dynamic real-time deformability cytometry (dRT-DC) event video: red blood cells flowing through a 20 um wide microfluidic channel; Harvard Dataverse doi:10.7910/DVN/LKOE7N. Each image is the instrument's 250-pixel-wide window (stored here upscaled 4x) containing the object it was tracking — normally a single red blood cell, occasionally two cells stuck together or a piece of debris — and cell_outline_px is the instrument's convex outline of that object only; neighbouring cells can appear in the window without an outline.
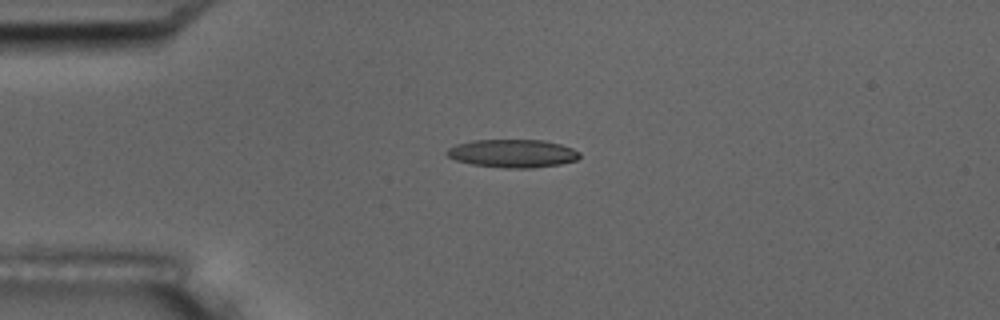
{"species": "common noctule bat (a hibernating species)", "species_latin": "Nyctalus noctula", "temperature_condition": "room temperature", "stored_images_in_passage": 6, "camera_frame_rate_fps": 3000, "um_per_image_px": 0.085, "animal": {"sex": "male", "body_mass_g": 17.5, "forearm_length_mm": 52.3}, "frame": {"image": 1, "passage_image": 1, "time_ms": 0.0, "image_size_px": [1000, 320], "cell_outline_px": [[580, 156], [576, 160], [560, 164], [532, 168], [504, 168], [472, 164], [456, 160], [448, 156], [444, 152], [448, 148], [456, 144], [472, 140], [544, 140], [560, 144], [572, 148], [580, 152]], "centroid_in_image_um": [43.56, 13.04], "position_along_channel_um": 41.4, "area_um2": 21.79}}
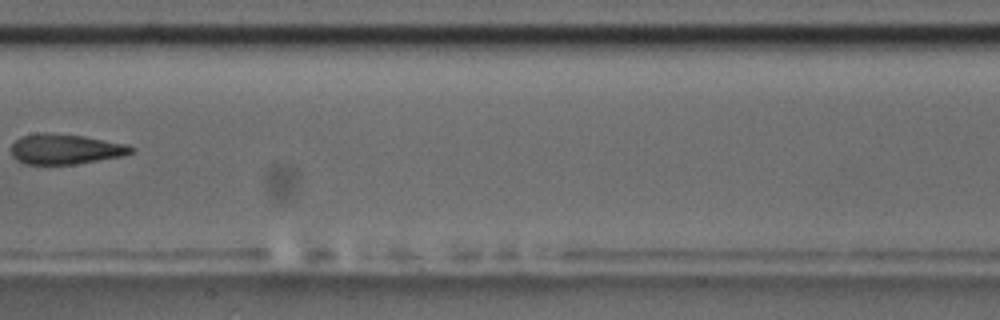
{"frame": {"image": 2, "passage_image": 5, "time_ms": 5.0, "image_size_px": [1000, 320], "cell_outline_px": [[136, 148], [132, 152], [124, 156], [72, 164], [24, 164], [16, 160], [12, 156], [12, 144], [20, 136], [84, 136], [128, 144]], "centroid_in_image_um": [5.63, 12.72], "position_along_channel_um": 201.8, "area_um2": 20.23}}
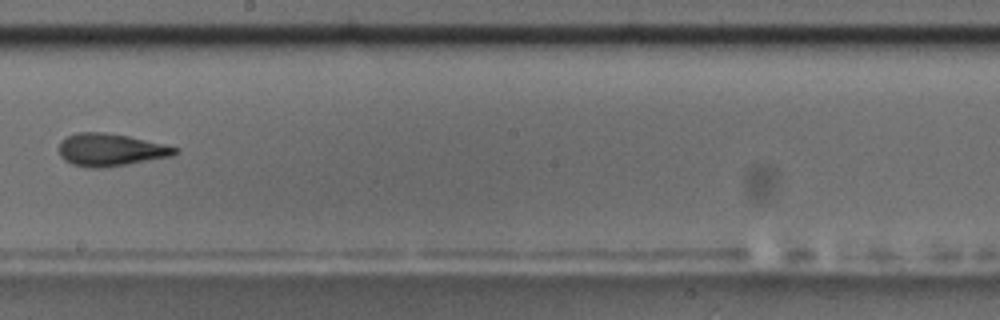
{"frame": {"image": 3, "passage_image": 6, "time_ms": 6.0, "image_size_px": [1000, 320], "cell_outline_px": [[180, 152], [172, 156], [104, 168], [88, 168], [72, 164], [64, 160], [60, 156], [60, 140], [76, 132], [104, 132], [128, 136], [164, 144], [180, 148]], "centroid_in_image_um": [9.4, 12.74], "position_along_channel_um": 238.8, "area_um2": 22.08}}